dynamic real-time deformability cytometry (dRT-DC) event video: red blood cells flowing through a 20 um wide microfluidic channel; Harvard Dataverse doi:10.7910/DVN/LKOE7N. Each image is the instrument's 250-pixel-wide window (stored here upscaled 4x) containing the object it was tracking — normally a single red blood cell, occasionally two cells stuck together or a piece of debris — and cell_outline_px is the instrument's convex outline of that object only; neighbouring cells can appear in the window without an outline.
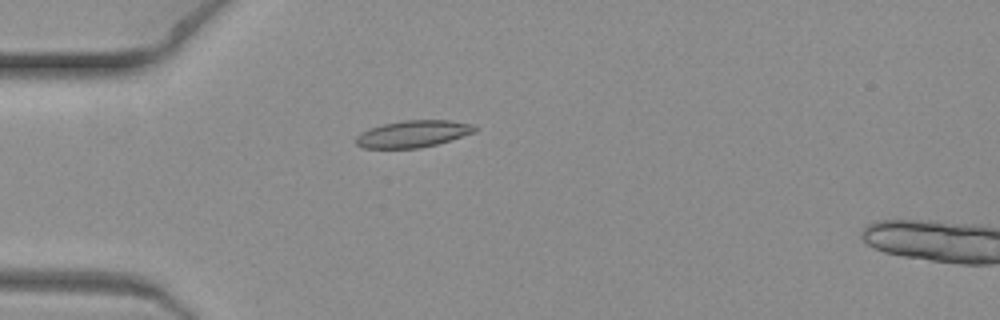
{"species": "common noctule bat (a hibernating species)", "species_latin": "Nyctalus noctula", "temperature_condition": "warm", "stored_images_in_passage": 3, "camera_frame_rate_fps": 3000, "um_per_image_px": 0.085, "animal": {"sex": "female", "body_mass_g": 19.3, "forearm_length_mm": 54.1}, "frame": {"image": 1, "passage_image": 1, "time_ms": 0.0, "image_size_px": [1000, 320], "cell_outline_px": [[476, 132], [436, 144], [420, 148], [364, 148], [356, 144], [356, 136], [360, 132], [384, 124], [404, 120], [448, 120], [472, 124], [476, 128]], "centroid_in_image_um": [35.1, 11.38], "position_along_channel_um": 49.9, "area_um2": 18.44}}
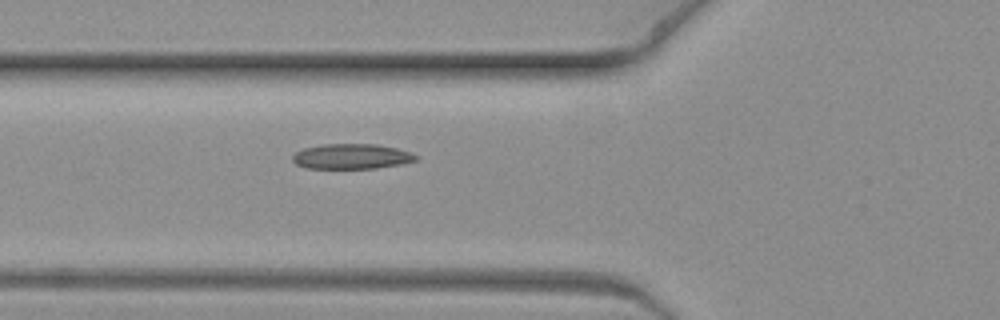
{"frame": {"image": 2, "passage_image": 3, "time_ms": 0.667, "image_size_px": [1000, 320], "cell_outline_px": [[416, 160], [400, 164], [376, 168], [304, 168], [296, 164], [292, 160], [292, 156], [296, 152], [304, 148], [324, 144], [376, 144], [396, 148], [412, 152], [416, 156]], "centroid_in_image_um": [29.86, 13.29], "position_along_channel_um": 95.9, "area_um2": 17.98}}